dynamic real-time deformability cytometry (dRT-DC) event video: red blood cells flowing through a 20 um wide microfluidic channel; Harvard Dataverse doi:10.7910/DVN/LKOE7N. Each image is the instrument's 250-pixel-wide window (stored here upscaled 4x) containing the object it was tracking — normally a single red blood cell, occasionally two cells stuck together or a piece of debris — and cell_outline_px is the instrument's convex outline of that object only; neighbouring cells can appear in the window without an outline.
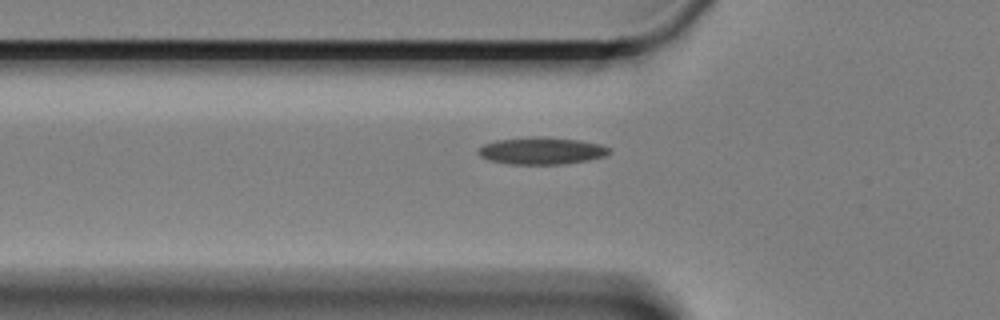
{"species": "Egyptian fruit bat (a non-hibernating species)", "species_latin": "Rousettus aegyptiacus", "temperature_condition": "cold", "stored_images_in_passage": 45, "camera_frame_rate_fps": 3000, "um_per_image_px": 0.085, "animal": {"sex": "female"}, "frame": {"image": 1, "passage_image": 6, "time_ms": 1.667, "image_size_px": [1000, 320], "cell_outline_px": [[612, 152], [604, 156], [588, 160], [564, 164], [508, 164], [488, 160], [480, 156], [476, 152], [484, 144], [496, 140], [532, 136], [544, 136], [580, 140], [600, 144], [612, 148]], "centroid_in_image_um": [46.05, 12.81], "position_along_channel_um": 79.8, "area_um2": 20.98}}
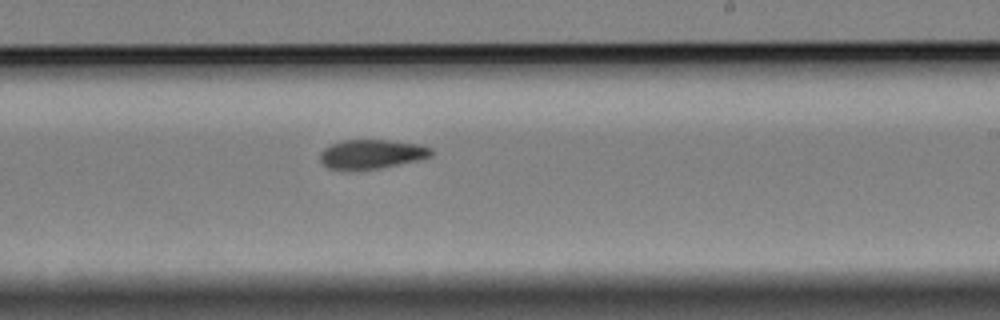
{"frame": {"image": 2, "passage_image": 22, "time_ms": 7.0, "image_size_px": [1000, 320], "cell_outline_px": [[432, 156], [420, 160], [380, 168], [356, 172], [340, 172], [328, 168], [320, 164], [320, 152], [324, 148], [332, 144], [344, 140], [388, 140], [420, 144], [432, 148]], "centroid_in_image_um": [31.53, 13.15], "position_along_channel_um": 257.5, "area_um2": 19.71}}
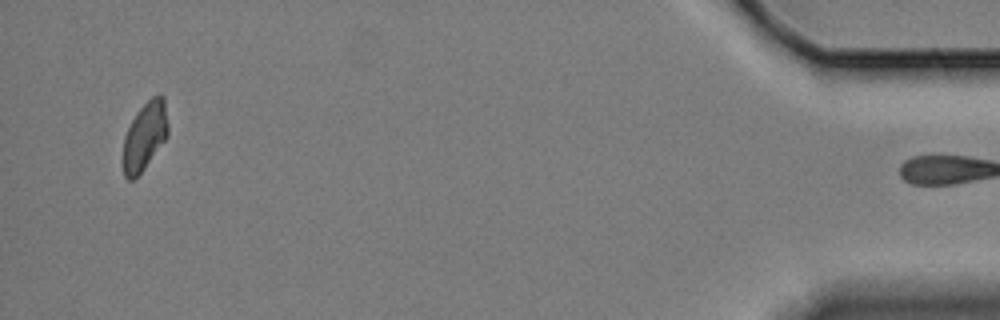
{"frame": {"image": 3, "passage_image": 44, "time_ms": 14.333, "image_size_px": [1000, 320], "cell_outline_px": [[168, 136], [144, 168], [132, 180], [128, 180], [124, 176], [120, 160], [124, 136], [136, 112], [152, 96], [160, 92], [164, 96], [168, 124]], "centroid_in_image_um": [12.27, 11.57], "position_along_channel_um": 422.9, "area_um2": 18.26}, "authors_computed_cell_mechanics": {"area_um2": 19.3052, "velocity_mm_per_s": 3.3118, "shape_relaxation_time_tau1_ms": null, "shape_relaxation_time_tau2_ms": 8.9602, "deformation_change_tau1": null, "deformation_change_tau2": 0.1226}}